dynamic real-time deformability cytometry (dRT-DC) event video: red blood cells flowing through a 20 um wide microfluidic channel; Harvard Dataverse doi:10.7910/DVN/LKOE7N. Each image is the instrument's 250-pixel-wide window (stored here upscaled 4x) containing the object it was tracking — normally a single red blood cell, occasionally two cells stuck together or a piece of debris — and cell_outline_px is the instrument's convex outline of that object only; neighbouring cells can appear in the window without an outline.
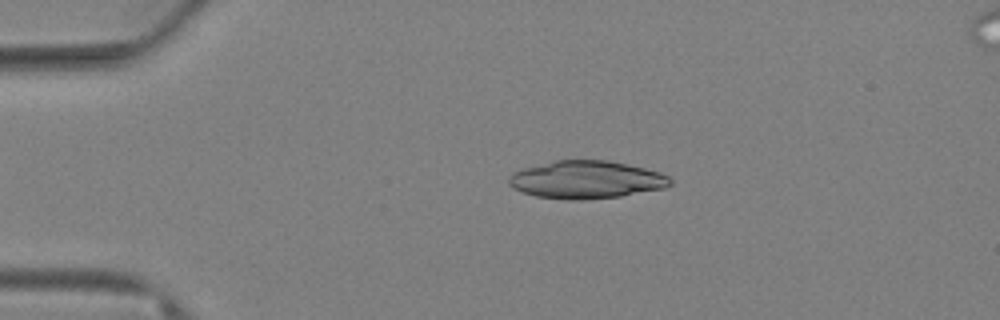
{"species": "Egyptian fruit bat (a non-hibernating species)", "species_latin": "Rousettus aegyptiacus", "temperature_condition": "warm", "stored_images_in_passage": 80, "camera_frame_rate_fps": 3000, "um_per_image_px": 0.085, "animal": {"sex": "female"}, "frame": {"image": 1, "passage_image": 17, "time_ms": 5.333, "image_size_px": [1000, 320], "cell_outline_px": [[672, 184], [664, 188], [620, 196], [584, 200], [568, 200], [536, 196], [520, 192], [512, 188], [508, 184], [508, 176], [512, 172], [524, 168], [556, 160], [608, 160], [628, 164], [660, 172], [668, 176], [672, 180]], "centroid_in_image_um": [49.81, 15.28], "position_along_channel_um": 35.2, "area_um2": 35.72}}
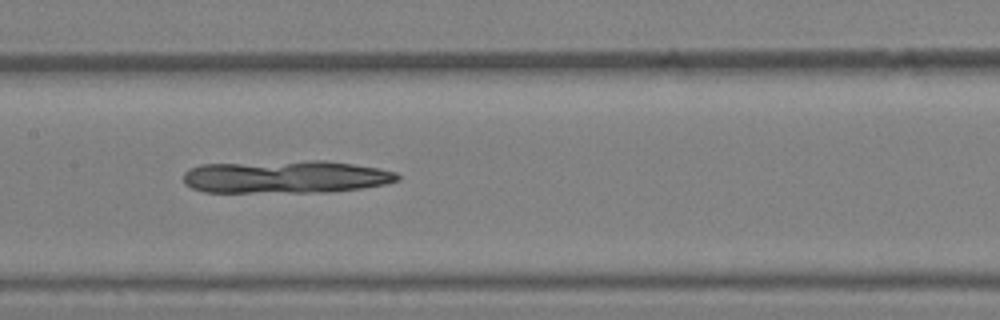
{"frame": {"image": 2, "passage_image": 40, "time_ms": 13.0, "image_size_px": [1000, 320], "cell_outline_px": [[400, 180], [384, 184], [360, 188], [328, 192], [204, 192], [192, 188], [184, 184], [184, 172], [200, 164], [312, 160], [324, 160], [352, 164], [376, 168], [396, 172], [400, 176]], "centroid_in_image_um": [24.26, 15.03], "position_along_channel_um": 183.1, "area_um2": 40.92}}
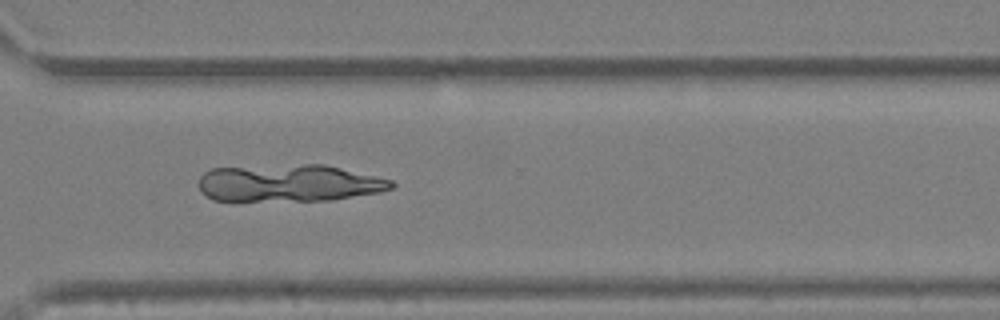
{"frame": {"image": 3, "passage_image": 59, "time_ms": 19.333, "image_size_px": [1000, 320], "cell_outline_px": [[396, 184], [392, 188], [380, 192], [332, 200], [212, 200], [204, 196], [200, 192], [200, 176], [204, 172], [212, 168], [304, 164], [324, 164], [392, 180]], "centroid_in_image_um": [24.56, 15.56], "position_along_channel_um": 346.0, "area_um2": 41.62}}